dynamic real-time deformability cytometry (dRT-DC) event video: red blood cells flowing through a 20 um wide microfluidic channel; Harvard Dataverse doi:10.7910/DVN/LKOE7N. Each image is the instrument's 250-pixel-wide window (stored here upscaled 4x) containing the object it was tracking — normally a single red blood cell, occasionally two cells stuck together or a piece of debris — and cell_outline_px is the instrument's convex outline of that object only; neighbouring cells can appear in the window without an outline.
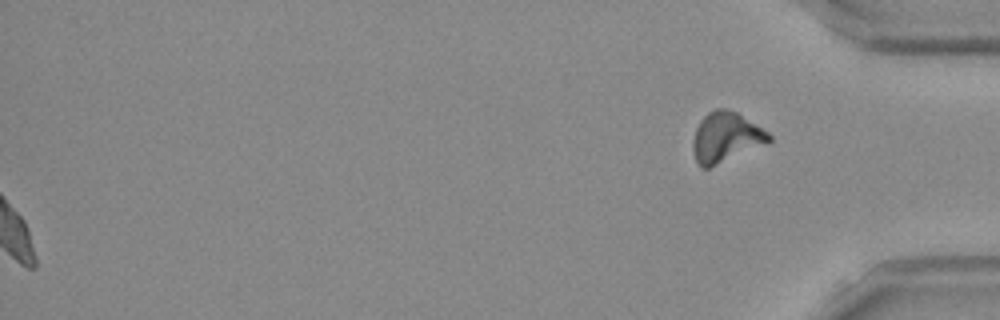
{"species": "Egyptian fruit bat (a non-hibernating species)", "species_latin": "Rousettus aegyptiacus", "temperature_condition": "room temperature", "stored_images_in_passage": 54, "camera_frame_rate_fps": 3000, "um_per_image_px": 0.085, "frame": {"image": 1, "passage_image": 54, "time_ms": 17.667, "image_size_px": [1000, 320], "cell_outline_px": [[772, 140], [708, 168], [700, 168], [696, 160], [692, 148], [692, 140], [696, 128], [700, 120], [708, 112], [716, 108], [724, 108], [736, 112], [768, 132], [772, 136]], "centroid_in_image_um": [61.65, 11.65], "position_along_channel_um": 373.6, "area_um2": 21.73}}